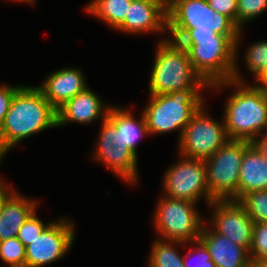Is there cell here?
Wrapping results in <instances>:
<instances>
[{
    "label": "cell",
    "mask_w": 267,
    "mask_h": 267,
    "mask_svg": "<svg viewBox=\"0 0 267 267\" xmlns=\"http://www.w3.org/2000/svg\"><path fill=\"white\" fill-rule=\"evenodd\" d=\"M56 127L57 110L37 86L23 85L15 93L3 121L2 155L22 140Z\"/></svg>",
    "instance_id": "6da1fadb"
},
{
    "label": "cell",
    "mask_w": 267,
    "mask_h": 267,
    "mask_svg": "<svg viewBox=\"0 0 267 267\" xmlns=\"http://www.w3.org/2000/svg\"><path fill=\"white\" fill-rule=\"evenodd\" d=\"M216 35L205 38H180L177 42L187 50L194 70L210 86L222 81L245 83L237 66L238 47L242 38Z\"/></svg>",
    "instance_id": "7a4b0ae2"
},
{
    "label": "cell",
    "mask_w": 267,
    "mask_h": 267,
    "mask_svg": "<svg viewBox=\"0 0 267 267\" xmlns=\"http://www.w3.org/2000/svg\"><path fill=\"white\" fill-rule=\"evenodd\" d=\"M234 80L210 85L209 90H234L224 105V122L230 140L253 142L267 131V97L253 84Z\"/></svg>",
    "instance_id": "3957f363"
},
{
    "label": "cell",
    "mask_w": 267,
    "mask_h": 267,
    "mask_svg": "<svg viewBox=\"0 0 267 267\" xmlns=\"http://www.w3.org/2000/svg\"><path fill=\"white\" fill-rule=\"evenodd\" d=\"M149 78V94L159 95L186 89H206L210 86L194 70L187 50L178 42L161 38Z\"/></svg>",
    "instance_id": "277c9868"
},
{
    "label": "cell",
    "mask_w": 267,
    "mask_h": 267,
    "mask_svg": "<svg viewBox=\"0 0 267 267\" xmlns=\"http://www.w3.org/2000/svg\"><path fill=\"white\" fill-rule=\"evenodd\" d=\"M204 89H186L166 94L149 95L147 106L142 111L150 136L182 131L195 113L205 103Z\"/></svg>",
    "instance_id": "5b68a950"
},
{
    "label": "cell",
    "mask_w": 267,
    "mask_h": 267,
    "mask_svg": "<svg viewBox=\"0 0 267 267\" xmlns=\"http://www.w3.org/2000/svg\"><path fill=\"white\" fill-rule=\"evenodd\" d=\"M168 32L177 42L189 29L238 36L240 29L225 15L213 10L207 0H172L167 4Z\"/></svg>",
    "instance_id": "8992f818"
},
{
    "label": "cell",
    "mask_w": 267,
    "mask_h": 267,
    "mask_svg": "<svg viewBox=\"0 0 267 267\" xmlns=\"http://www.w3.org/2000/svg\"><path fill=\"white\" fill-rule=\"evenodd\" d=\"M160 196L153 217L157 238L184 243L199 240L205 220L195 207L197 203Z\"/></svg>",
    "instance_id": "52a82bcc"
},
{
    "label": "cell",
    "mask_w": 267,
    "mask_h": 267,
    "mask_svg": "<svg viewBox=\"0 0 267 267\" xmlns=\"http://www.w3.org/2000/svg\"><path fill=\"white\" fill-rule=\"evenodd\" d=\"M251 143L229 140L205 160L207 186L212 200L238 201L239 170L244 151Z\"/></svg>",
    "instance_id": "ba28073f"
},
{
    "label": "cell",
    "mask_w": 267,
    "mask_h": 267,
    "mask_svg": "<svg viewBox=\"0 0 267 267\" xmlns=\"http://www.w3.org/2000/svg\"><path fill=\"white\" fill-rule=\"evenodd\" d=\"M205 104L195 113L182 131L178 153L184 157L207 160L230 139L224 118L217 121L206 114Z\"/></svg>",
    "instance_id": "9c48e42d"
},
{
    "label": "cell",
    "mask_w": 267,
    "mask_h": 267,
    "mask_svg": "<svg viewBox=\"0 0 267 267\" xmlns=\"http://www.w3.org/2000/svg\"><path fill=\"white\" fill-rule=\"evenodd\" d=\"M178 155L176 164L169 166L162 176L163 195L193 203L203 197L209 205L213 200L207 186L205 161Z\"/></svg>",
    "instance_id": "30bf717a"
},
{
    "label": "cell",
    "mask_w": 267,
    "mask_h": 267,
    "mask_svg": "<svg viewBox=\"0 0 267 267\" xmlns=\"http://www.w3.org/2000/svg\"><path fill=\"white\" fill-rule=\"evenodd\" d=\"M100 135L97 138L94 160L104 164L113 174L130 185L137 184L138 157L126 146L121 132L106 118L101 121Z\"/></svg>",
    "instance_id": "8fae6325"
},
{
    "label": "cell",
    "mask_w": 267,
    "mask_h": 267,
    "mask_svg": "<svg viewBox=\"0 0 267 267\" xmlns=\"http://www.w3.org/2000/svg\"><path fill=\"white\" fill-rule=\"evenodd\" d=\"M74 223L67 217L53 221L25 247V267H43L66 256L75 241Z\"/></svg>",
    "instance_id": "7c38bea8"
},
{
    "label": "cell",
    "mask_w": 267,
    "mask_h": 267,
    "mask_svg": "<svg viewBox=\"0 0 267 267\" xmlns=\"http://www.w3.org/2000/svg\"><path fill=\"white\" fill-rule=\"evenodd\" d=\"M208 206L213 210L211 229L250 251L254 221L245 208L235 200H213Z\"/></svg>",
    "instance_id": "4fadbf2b"
},
{
    "label": "cell",
    "mask_w": 267,
    "mask_h": 267,
    "mask_svg": "<svg viewBox=\"0 0 267 267\" xmlns=\"http://www.w3.org/2000/svg\"><path fill=\"white\" fill-rule=\"evenodd\" d=\"M116 31L129 35L168 31L167 3L164 0L131 1L125 20Z\"/></svg>",
    "instance_id": "5bb4252c"
},
{
    "label": "cell",
    "mask_w": 267,
    "mask_h": 267,
    "mask_svg": "<svg viewBox=\"0 0 267 267\" xmlns=\"http://www.w3.org/2000/svg\"><path fill=\"white\" fill-rule=\"evenodd\" d=\"M95 91L87 87L57 110V128L70 123L89 124L107 118L111 105H104Z\"/></svg>",
    "instance_id": "9a60e30c"
},
{
    "label": "cell",
    "mask_w": 267,
    "mask_h": 267,
    "mask_svg": "<svg viewBox=\"0 0 267 267\" xmlns=\"http://www.w3.org/2000/svg\"><path fill=\"white\" fill-rule=\"evenodd\" d=\"M87 85L82 70L65 67L48 75L37 87L45 99L58 110L72 97L84 91Z\"/></svg>",
    "instance_id": "2e32d148"
},
{
    "label": "cell",
    "mask_w": 267,
    "mask_h": 267,
    "mask_svg": "<svg viewBox=\"0 0 267 267\" xmlns=\"http://www.w3.org/2000/svg\"><path fill=\"white\" fill-rule=\"evenodd\" d=\"M205 225L204 223L199 240L208 249L216 267H253L247 249L214 232L210 225Z\"/></svg>",
    "instance_id": "e0dca14e"
},
{
    "label": "cell",
    "mask_w": 267,
    "mask_h": 267,
    "mask_svg": "<svg viewBox=\"0 0 267 267\" xmlns=\"http://www.w3.org/2000/svg\"><path fill=\"white\" fill-rule=\"evenodd\" d=\"M37 199H28L14 190L4 201L0 215V241L17 237L19 229L38 207Z\"/></svg>",
    "instance_id": "ac0fdd59"
},
{
    "label": "cell",
    "mask_w": 267,
    "mask_h": 267,
    "mask_svg": "<svg viewBox=\"0 0 267 267\" xmlns=\"http://www.w3.org/2000/svg\"><path fill=\"white\" fill-rule=\"evenodd\" d=\"M255 190H267V161L251 143L244 151L239 170L238 200Z\"/></svg>",
    "instance_id": "d6986e66"
},
{
    "label": "cell",
    "mask_w": 267,
    "mask_h": 267,
    "mask_svg": "<svg viewBox=\"0 0 267 267\" xmlns=\"http://www.w3.org/2000/svg\"><path fill=\"white\" fill-rule=\"evenodd\" d=\"M129 109H124L121 106L111 105L107 118L115 125L116 129L121 132L122 139L126 146L136 155L138 140L145 136H150L147 123L143 112L139 119Z\"/></svg>",
    "instance_id": "ffe728a7"
},
{
    "label": "cell",
    "mask_w": 267,
    "mask_h": 267,
    "mask_svg": "<svg viewBox=\"0 0 267 267\" xmlns=\"http://www.w3.org/2000/svg\"><path fill=\"white\" fill-rule=\"evenodd\" d=\"M131 0H91L85 11L116 30L125 20Z\"/></svg>",
    "instance_id": "44dd1931"
},
{
    "label": "cell",
    "mask_w": 267,
    "mask_h": 267,
    "mask_svg": "<svg viewBox=\"0 0 267 267\" xmlns=\"http://www.w3.org/2000/svg\"><path fill=\"white\" fill-rule=\"evenodd\" d=\"M180 245L188 246V243L155 239L150 249L147 267H185L184 256L176 249Z\"/></svg>",
    "instance_id": "7402d4cb"
},
{
    "label": "cell",
    "mask_w": 267,
    "mask_h": 267,
    "mask_svg": "<svg viewBox=\"0 0 267 267\" xmlns=\"http://www.w3.org/2000/svg\"><path fill=\"white\" fill-rule=\"evenodd\" d=\"M238 202L254 223L267 222V190H255L243 195Z\"/></svg>",
    "instance_id": "603a6c76"
},
{
    "label": "cell",
    "mask_w": 267,
    "mask_h": 267,
    "mask_svg": "<svg viewBox=\"0 0 267 267\" xmlns=\"http://www.w3.org/2000/svg\"><path fill=\"white\" fill-rule=\"evenodd\" d=\"M246 67L254 79L267 71V40L252 43L244 55Z\"/></svg>",
    "instance_id": "cb8c5ba5"
},
{
    "label": "cell",
    "mask_w": 267,
    "mask_h": 267,
    "mask_svg": "<svg viewBox=\"0 0 267 267\" xmlns=\"http://www.w3.org/2000/svg\"><path fill=\"white\" fill-rule=\"evenodd\" d=\"M0 259L7 267H25L24 244L17 237L0 241Z\"/></svg>",
    "instance_id": "d4e9b609"
},
{
    "label": "cell",
    "mask_w": 267,
    "mask_h": 267,
    "mask_svg": "<svg viewBox=\"0 0 267 267\" xmlns=\"http://www.w3.org/2000/svg\"><path fill=\"white\" fill-rule=\"evenodd\" d=\"M267 11V0H237V27L241 30L244 24L253 21Z\"/></svg>",
    "instance_id": "484cf974"
},
{
    "label": "cell",
    "mask_w": 267,
    "mask_h": 267,
    "mask_svg": "<svg viewBox=\"0 0 267 267\" xmlns=\"http://www.w3.org/2000/svg\"><path fill=\"white\" fill-rule=\"evenodd\" d=\"M188 244L191 248L184 255L185 257H183V263L185 267H216L215 263L212 261L208 249L200 240L189 242ZM194 257L195 260L193 261V264L191 263V260Z\"/></svg>",
    "instance_id": "4316f807"
},
{
    "label": "cell",
    "mask_w": 267,
    "mask_h": 267,
    "mask_svg": "<svg viewBox=\"0 0 267 267\" xmlns=\"http://www.w3.org/2000/svg\"><path fill=\"white\" fill-rule=\"evenodd\" d=\"M253 265L260 259L267 257V222L254 223L252 246L249 251Z\"/></svg>",
    "instance_id": "83f0119b"
},
{
    "label": "cell",
    "mask_w": 267,
    "mask_h": 267,
    "mask_svg": "<svg viewBox=\"0 0 267 267\" xmlns=\"http://www.w3.org/2000/svg\"><path fill=\"white\" fill-rule=\"evenodd\" d=\"M52 223V221L45 223L39 219L36 211L24 222L23 226L19 229L17 238L26 247Z\"/></svg>",
    "instance_id": "f1b7e54d"
},
{
    "label": "cell",
    "mask_w": 267,
    "mask_h": 267,
    "mask_svg": "<svg viewBox=\"0 0 267 267\" xmlns=\"http://www.w3.org/2000/svg\"><path fill=\"white\" fill-rule=\"evenodd\" d=\"M217 13L225 15L237 26V0H207Z\"/></svg>",
    "instance_id": "f546056e"
},
{
    "label": "cell",
    "mask_w": 267,
    "mask_h": 267,
    "mask_svg": "<svg viewBox=\"0 0 267 267\" xmlns=\"http://www.w3.org/2000/svg\"><path fill=\"white\" fill-rule=\"evenodd\" d=\"M23 85L10 86L6 84L0 85V119L4 121L5 116L10 108L11 102L15 96V93Z\"/></svg>",
    "instance_id": "4dcf8cb0"
},
{
    "label": "cell",
    "mask_w": 267,
    "mask_h": 267,
    "mask_svg": "<svg viewBox=\"0 0 267 267\" xmlns=\"http://www.w3.org/2000/svg\"><path fill=\"white\" fill-rule=\"evenodd\" d=\"M218 35L215 31H196V29H189L181 38H205L215 37Z\"/></svg>",
    "instance_id": "1f68e13d"
},
{
    "label": "cell",
    "mask_w": 267,
    "mask_h": 267,
    "mask_svg": "<svg viewBox=\"0 0 267 267\" xmlns=\"http://www.w3.org/2000/svg\"><path fill=\"white\" fill-rule=\"evenodd\" d=\"M15 189L8 185L4 180L0 183V215L4 205L5 199L14 191Z\"/></svg>",
    "instance_id": "d6a6232c"
},
{
    "label": "cell",
    "mask_w": 267,
    "mask_h": 267,
    "mask_svg": "<svg viewBox=\"0 0 267 267\" xmlns=\"http://www.w3.org/2000/svg\"><path fill=\"white\" fill-rule=\"evenodd\" d=\"M258 150L261 152L265 160L267 161V132L260 135L256 140L252 142Z\"/></svg>",
    "instance_id": "836d02e7"
},
{
    "label": "cell",
    "mask_w": 267,
    "mask_h": 267,
    "mask_svg": "<svg viewBox=\"0 0 267 267\" xmlns=\"http://www.w3.org/2000/svg\"><path fill=\"white\" fill-rule=\"evenodd\" d=\"M254 84L266 97H267V71H264L260 76L255 79Z\"/></svg>",
    "instance_id": "e575fe53"
},
{
    "label": "cell",
    "mask_w": 267,
    "mask_h": 267,
    "mask_svg": "<svg viewBox=\"0 0 267 267\" xmlns=\"http://www.w3.org/2000/svg\"><path fill=\"white\" fill-rule=\"evenodd\" d=\"M253 267H267V257L258 260Z\"/></svg>",
    "instance_id": "d590c367"
},
{
    "label": "cell",
    "mask_w": 267,
    "mask_h": 267,
    "mask_svg": "<svg viewBox=\"0 0 267 267\" xmlns=\"http://www.w3.org/2000/svg\"><path fill=\"white\" fill-rule=\"evenodd\" d=\"M3 121L0 119V153L2 154Z\"/></svg>",
    "instance_id": "8d00e7d4"
},
{
    "label": "cell",
    "mask_w": 267,
    "mask_h": 267,
    "mask_svg": "<svg viewBox=\"0 0 267 267\" xmlns=\"http://www.w3.org/2000/svg\"><path fill=\"white\" fill-rule=\"evenodd\" d=\"M6 1H9V0H6ZM11 2L13 1H15V2H20V3H25L26 2V4H32V5H34L35 4V1L36 0H10Z\"/></svg>",
    "instance_id": "74e56055"
},
{
    "label": "cell",
    "mask_w": 267,
    "mask_h": 267,
    "mask_svg": "<svg viewBox=\"0 0 267 267\" xmlns=\"http://www.w3.org/2000/svg\"><path fill=\"white\" fill-rule=\"evenodd\" d=\"M4 159V155H2L1 153H0V164H1V162H2V160ZM3 181V178L1 179V177H0V183Z\"/></svg>",
    "instance_id": "f35d334b"
},
{
    "label": "cell",
    "mask_w": 267,
    "mask_h": 267,
    "mask_svg": "<svg viewBox=\"0 0 267 267\" xmlns=\"http://www.w3.org/2000/svg\"><path fill=\"white\" fill-rule=\"evenodd\" d=\"M167 4L170 2V1H172V0H164Z\"/></svg>",
    "instance_id": "ab89813d"
}]
</instances>
